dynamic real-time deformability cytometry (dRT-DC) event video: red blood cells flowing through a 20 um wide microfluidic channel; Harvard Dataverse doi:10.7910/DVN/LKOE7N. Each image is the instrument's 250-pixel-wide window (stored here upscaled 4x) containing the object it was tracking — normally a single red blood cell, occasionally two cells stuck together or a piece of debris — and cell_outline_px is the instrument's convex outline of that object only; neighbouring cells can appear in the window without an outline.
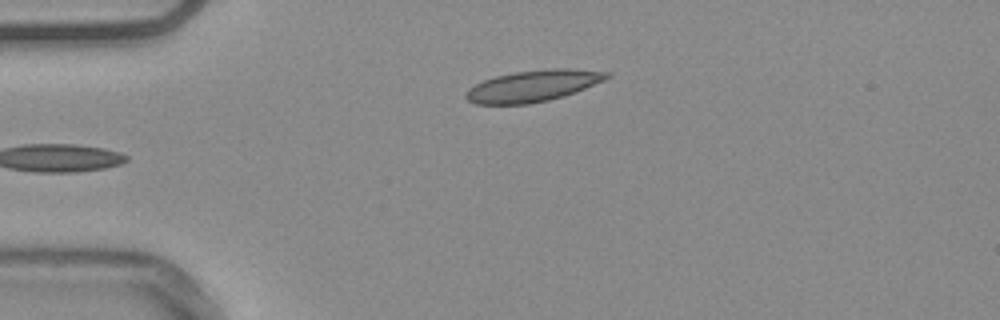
{"species": "common noctule bat (a hibernating species)", "species_latin": "Nyctalus noctula", "temperature_condition": "warm", "stored_images_in_passage": 37, "camera_frame_rate_fps": 3000, "um_per_image_px": 0.085, "animal": {"sex": "male", "body_mass_g": 20.4}, "frame": {"image": 1, "passage_image": 1, "time_ms": 0.0, "image_size_px": [1000, 320], "cell_outline_px": [[612, 76], [604, 80], [564, 96], [548, 100], [528, 104], [476, 104], [468, 100], [464, 96], [464, 92], [468, 88], [484, 80], [496, 76], [516, 72], [552, 68], [572, 68], [612, 72]], "centroid_in_image_um": [45.32, 7.29], "position_along_channel_um": 39.7, "area_um2": 25.78}}
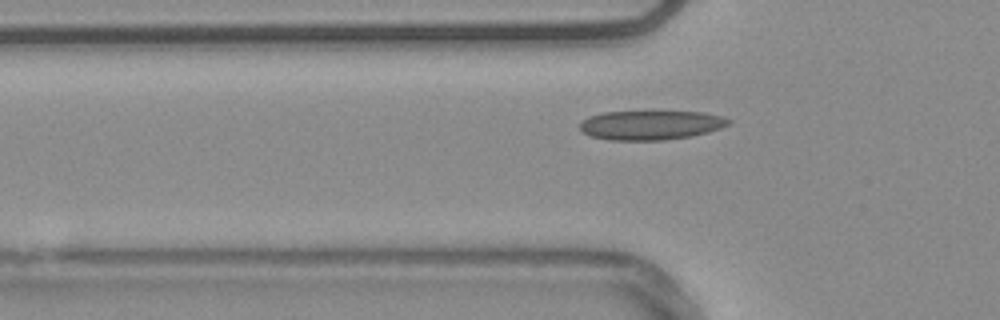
{"frame": {"image": 2, "passage_image": 6, "time_ms": 1.667, "image_size_px": [1000, 320], "cell_outline_px": [[732, 120], [728, 124], [720, 128], [708, 132], [692, 136], [664, 140], [608, 140], [592, 136], [580, 132], [580, 120], [588, 116], [604, 112], [704, 112], [724, 116]], "centroid_in_image_um": [55.3, 10.63], "position_along_channel_um": 70.5, "area_um2": 25.49}}
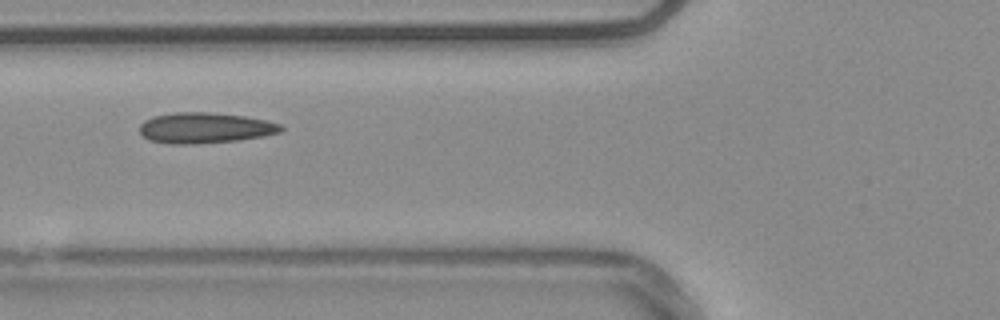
{"frame": {"image": 3, "passage_image": 9, "time_ms": 2.667, "image_size_px": [1000, 320], "cell_outline_px": [[284, 128], [280, 132], [264, 136], [236, 140], [192, 144], [172, 144], [148, 140], [140, 132], [140, 124], [144, 120], [152, 116], [172, 112], [208, 112], [244, 116], [268, 120], [280, 124]], "centroid_in_image_um": [17.41, 10.86], "position_along_channel_um": 108.4, "area_um2": 25.32}, "authors_computed_cell_mechanics": {"area_um2": 23.5824, "velocity_mm_per_s": 3.74, "shape_relaxation_time_tau1_ms": 7.2414, "shape_relaxation_time_tau2_ms": 1.5561, "deformation_change_tau1": 0.1529, "deformation_change_tau2": 0.0665}}